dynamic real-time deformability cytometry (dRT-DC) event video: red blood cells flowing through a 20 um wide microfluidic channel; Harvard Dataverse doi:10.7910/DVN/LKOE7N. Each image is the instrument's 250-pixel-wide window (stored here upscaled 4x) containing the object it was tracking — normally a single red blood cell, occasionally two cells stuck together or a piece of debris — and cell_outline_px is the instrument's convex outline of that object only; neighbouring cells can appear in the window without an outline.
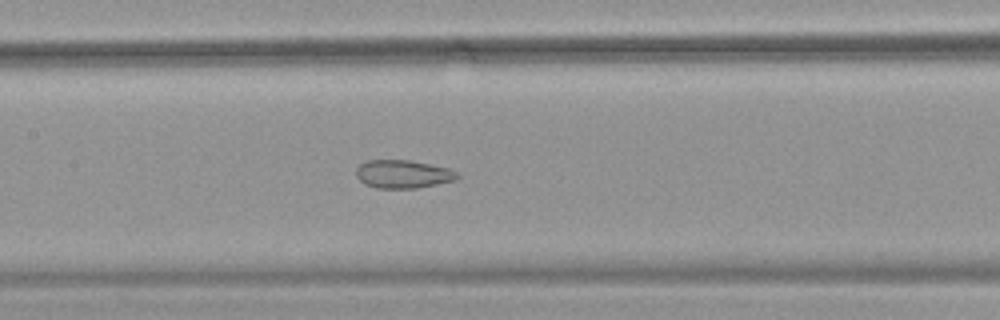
{"species": "common noctule bat (a hibernating species)", "species_latin": "Nyctalus noctula", "temperature_condition": "warm", "stored_images_in_passage": 19, "camera_frame_rate_fps": 3000, "um_per_image_px": 0.085, "animal": {"sex": "female", "body_mass_g": 18.4}, "frame": {"image": 1, "passage_image": 16, "time_ms": 5.0, "image_size_px": [1000, 320], "cell_outline_px": [[460, 176], [456, 180], [416, 188], [376, 188], [364, 184], [356, 176], [356, 168], [360, 164], [368, 160], [408, 160], [448, 168], [456, 172]], "centroid_in_image_um": [34.23, 14.8], "position_along_channel_um": 173.2, "area_um2": 16.53}}
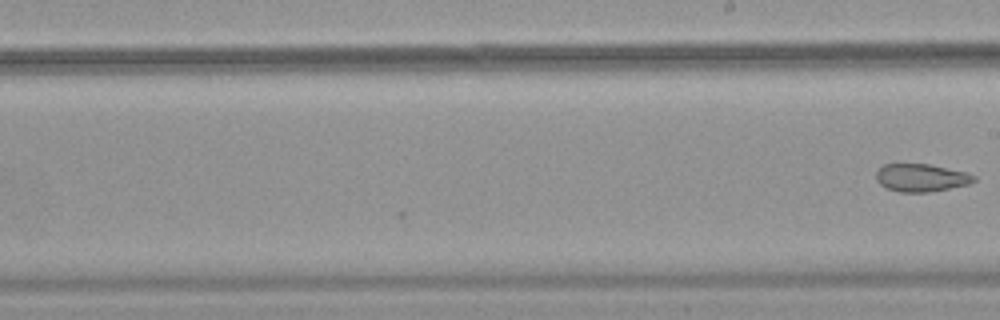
{"frame": {"image": 2, "passage_image": 19, "time_ms": 6.0, "image_size_px": [1000, 320], "cell_outline_px": [[976, 180], [968, 184], [928, 192], [900, 192], [888, 188], [880, 184], [876, 180], [876, 172], [884, 164], [928, 164], [968, 172], [976, 176]], "centroid_in_image_um": [78.31, 15.1], "position_along_channel_um": 210.7, "area_um2": 15.72}}